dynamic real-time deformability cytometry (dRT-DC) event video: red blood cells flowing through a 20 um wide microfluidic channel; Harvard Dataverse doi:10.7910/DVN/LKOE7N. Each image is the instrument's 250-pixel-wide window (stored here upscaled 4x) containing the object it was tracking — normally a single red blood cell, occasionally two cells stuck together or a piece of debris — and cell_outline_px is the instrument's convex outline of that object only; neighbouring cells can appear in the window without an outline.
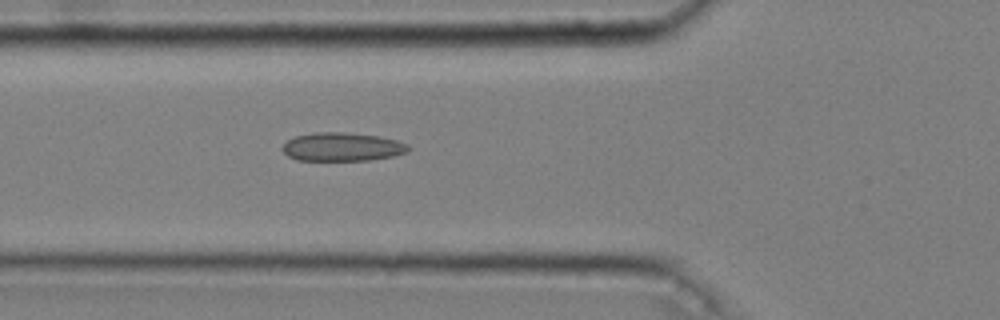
{"species": "common noctule bat (a hibernating species)", "species_latin": "Nyctalus noctula", "temperature_condition": "cold", "stored_images_in_passage": 49, "camera_frame_rate_fps": 3000, "um_per_image_px": 0.085, "animal": {"sex": "male", "body_mass_g": 20.4}, "frame": {"image": 1, "passage_image": 18, "time_ms": 5.667, "image_size_px": [1000, 320], "cell_outline_px": [[412, 148], [408, 152], [392, 156], [368, 160], [296, 160], [288, 156], [280, 148], [288, 140], [296, 136], [312, 132], [344, 132], [380, 136], [396, 140], [408, 144]], "centroid_in_image_um": [29.1, 12.48], "position_along_channel_um": 96.7, "area_um2": 21.04}}
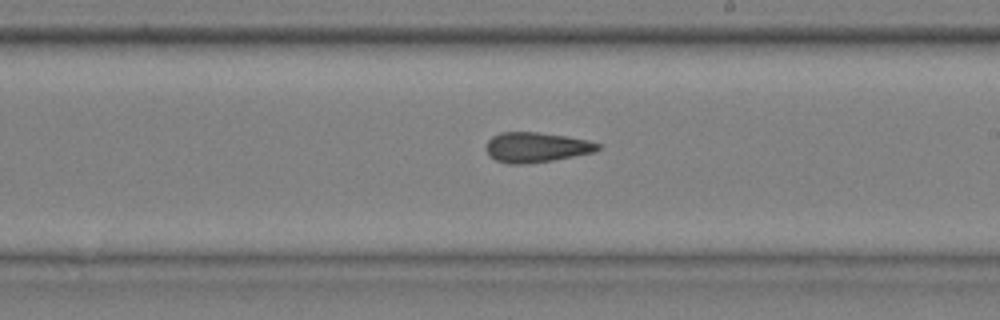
{"frame": {"image": 2, "passage_image": 30, "time_ms": 9.667, "image_size_px": [1000, 320], "cell_outline_px": [[604, 148], [596, 152], [552, 160], [524, 164], [508, 164], [496, 160], [488, 156], [484, 148], [488, 140], [492, 136], [500, 132], [536, 132], [568, 136], [588, 140], [600, 144]], "centroid_in_image_um": [45.59, 12.52], "position_along_channel_um": 243.4, "area_um2": 19.88}}
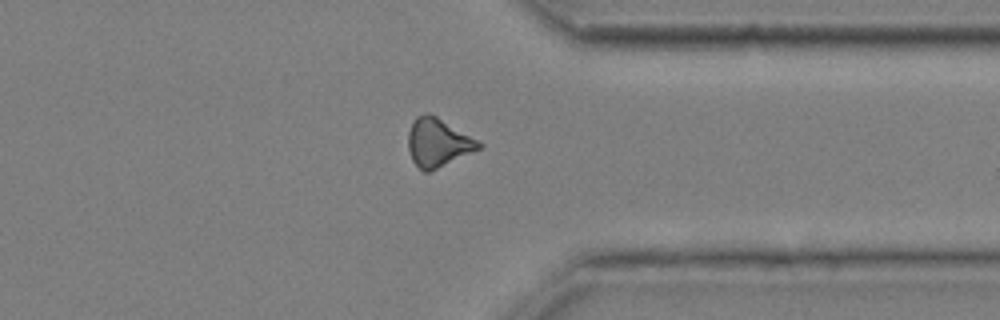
{"frame": {"image": 3, "passage_image": 41, "time_ms": 13.333, "image_size_px": [1000, 320], "cell_outline_px": [[484, 144], [480, 148], [472, 152], [428, 172], [424, 172], [412, 160], [408, 148], [408, 132], [412, 120], [416, 116], [428, 112], [436, 116], [480, 140]], "centroid_in_image_um": [37.22, 12.09], "position_along_channel_um": 374.2, "area_um2": 19.88}, "authors_computed_cell_mechanics": {"area_um2": 19.7098, "velocity_mm_per_s": 3.6591, "shape_relaxation_time_tau1_ms": null, "shape_relaxation_time_tau2_ms": 5.3097, "deformation_change_tau1": null, "deformation_change_tau2": 0.1527}}